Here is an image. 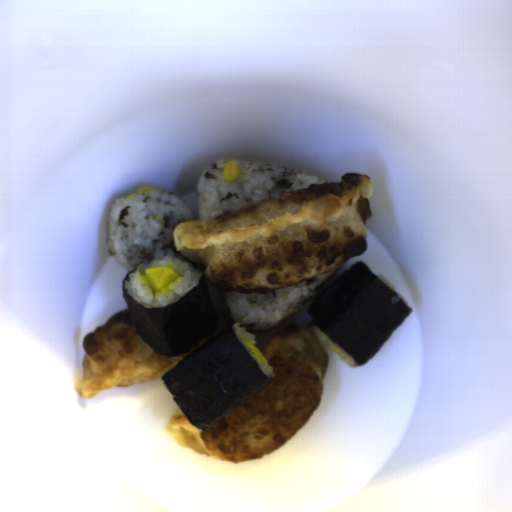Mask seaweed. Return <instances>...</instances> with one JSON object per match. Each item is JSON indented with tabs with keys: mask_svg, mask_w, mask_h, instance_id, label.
Instances as JSON below:
<instances>
[{
	"mask_svg": "<svg viewBox=\"0 0 512 512\" xmlns=\"http://www.w3.org/2000/svg\"><path fill=\"white\" fill-rule=\"evenodd\" d=\"M233 325L186 354L160 378L192 425L204 432L273 379L237 338Z\"/></svg>",
	"mask_w": 512,
	"mask_h": 512,
	"instance_id": "seaweed-1",
	"label": "seaweed"
},
{
	"mask_svg": "<svg viewBox=\"0 0 512 512\" xmlns=\"http://www.w3.org/2000/svg\"><path fill=\"white\" fill-rule=\"evenodd\" d=\"M403 297L356 261L307 307L313 325L364 365L412 312Z\"/></svg>",
	"mask_w": 512,
	"mask_h": 512,
	"instance_id": "seaweed-2",
	"label": "seaweed"
},
{
	"mask_svg": "<svg viewBox=\"0 0 512 512\" xmlns=\"http://www.w3.org/2000/svg\"><path fill=\"white\" fill-rule=\"evenodd\" d=\"M174 255L195 267L201 277L193 289L164 308H146L127 293L125 279L137 267L129 270L122 281L124 301L137 334L161 356L185 353L213 329L216 320L202 267Z\"/></svg>",
	"mask_w": 512,
	"mask_h": 512,
	"instance_id": "seaweed-3",
	"label": "seaweed"
}]
</instances>
